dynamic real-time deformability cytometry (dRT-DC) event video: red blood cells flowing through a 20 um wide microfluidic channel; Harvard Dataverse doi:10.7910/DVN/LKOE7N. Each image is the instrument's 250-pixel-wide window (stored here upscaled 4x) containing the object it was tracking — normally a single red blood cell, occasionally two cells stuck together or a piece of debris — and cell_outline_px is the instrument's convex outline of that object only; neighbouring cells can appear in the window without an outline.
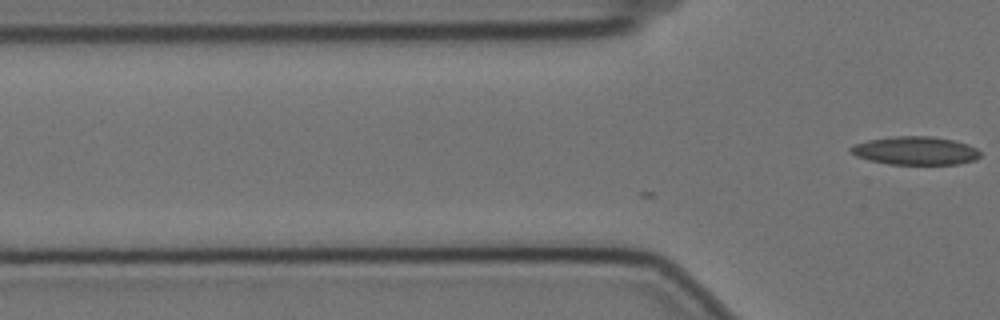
{"species": "Egyptian fruit bat (a non-hibernating species)", "species_latin": "Rousettus aegyptiacus", "temperature_condition": "cold", "stored_images_in_passage": 9, "camera_frame_rate_fps": 3000, "um_per_image_px": 0.085, "animal": {"sex": "female"}, "frame": {"image": 1, "passage_image": 9, "time_ms": 2.667, "image_size_px": [1000, 320], "cell_outline_px": [[980, 156], [976, 160], [960, 164], [888, 164], [868, 160], [856, 156], [848, 148], [852, 144], [868, 140], [892, 136], [932, 136], [952, 140], [968, 144], [976, 148], [980, 152]], "centroid_in_image_um": [77.79, 12.81], "position_along_channel_um": 48.0, "area_um2": 21.5}}